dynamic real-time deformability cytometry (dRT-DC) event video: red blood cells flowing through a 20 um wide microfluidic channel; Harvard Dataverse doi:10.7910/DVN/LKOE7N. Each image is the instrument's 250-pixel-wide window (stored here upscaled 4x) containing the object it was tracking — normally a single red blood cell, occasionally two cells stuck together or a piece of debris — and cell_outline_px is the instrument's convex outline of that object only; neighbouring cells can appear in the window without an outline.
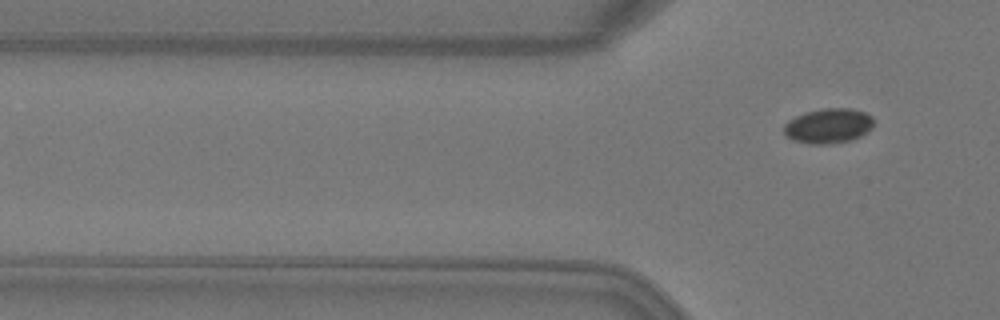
{"species": "Egyptian fruit bat (a non-hibernating species)", "species_latin": "Rousettus aegyptiacus", "temperature_condition": "warm", "stored_images_in_passage": 6, "camera_frame_rate_fps": 3000, "um_per_image_px": 0.085, "animal": {"sex": "female"}, "frame": {"image": 1, "passage_image": 6, "time_ms": 1.667, "image_size_px": [1000, 320], "cell_outline_px": [[872, 128], [860, 136], [852, 140], [828, 144], [812, 144], [792, 140], [784, 132], [784, 124], [788, 120], [804, 112], [824, 108], [848, 108], [864, 112], [872, 116]], "centroid_in_image_um": [70.4, 10.69], "position_along_channel_um": 55.4, "area_um2": 18.21}}